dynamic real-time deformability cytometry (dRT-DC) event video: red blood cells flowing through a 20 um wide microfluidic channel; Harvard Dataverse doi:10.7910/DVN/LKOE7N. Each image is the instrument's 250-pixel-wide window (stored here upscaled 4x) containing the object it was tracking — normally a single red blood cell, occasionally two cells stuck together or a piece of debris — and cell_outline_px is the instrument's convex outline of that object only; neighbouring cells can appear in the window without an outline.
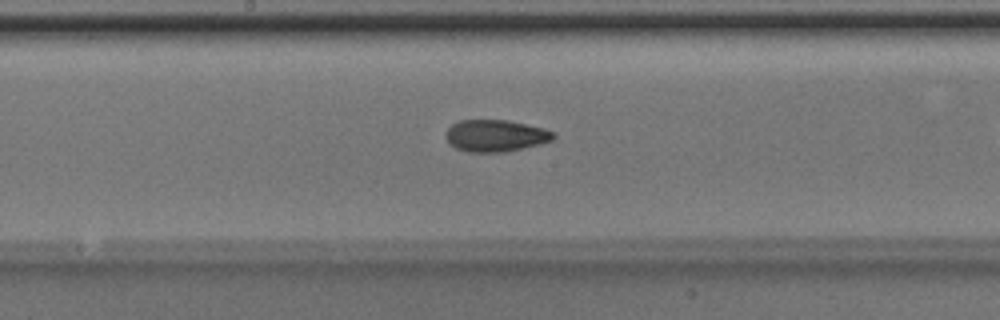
{"species": "Egyptian fruit bat (a non-hibernating species)", "species_latin": "Rousettus aegyptiacus", "temperature_condition": "room temperature", "stored_images_in_passage": 19, "camera_frame_rate_fps": 3000, "um_per_image_px": 0.085, "animal": {"sex": "male"}, "frame": {"image": 1, "passage_image": 11, "time_ms": 3.333, "image_size_px": [1000, 320], "cell_outline_px": [[556, 136], [552, 140], [520, 148], [500, 152], [468, 152], [456, 148], [448, 144], [444, 136], [448, 128], [452, 124], [460, 120], [508, 120], [544, 128], [552, 132]], "centroid_in_image_um": [42.05, 11.52], "position_along_channel_um": 206.2, "area_um2": 19.83}}
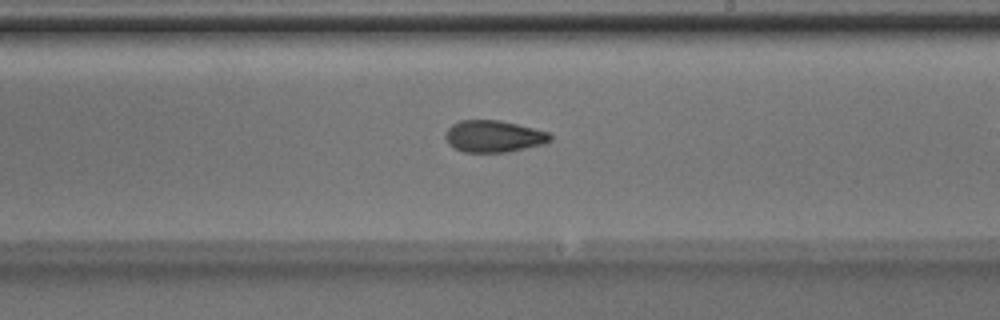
{"frame": {"image": 2, "passage_image": 14, "time_ms": 4.333, "image_size_px": [1000, 320], "cell_outline_px": [[552, 140], [544, 144], [508, 152], [464, 152], [448, 144], [444, 136], [448, 128], [452, 124], [460, 120], [500, 120], [548, 132], [552, 136]], "centroid_in_image_um": [41.95, 11.59], "position_along_channel_um": 247.0, "area_um2": 19.42}}